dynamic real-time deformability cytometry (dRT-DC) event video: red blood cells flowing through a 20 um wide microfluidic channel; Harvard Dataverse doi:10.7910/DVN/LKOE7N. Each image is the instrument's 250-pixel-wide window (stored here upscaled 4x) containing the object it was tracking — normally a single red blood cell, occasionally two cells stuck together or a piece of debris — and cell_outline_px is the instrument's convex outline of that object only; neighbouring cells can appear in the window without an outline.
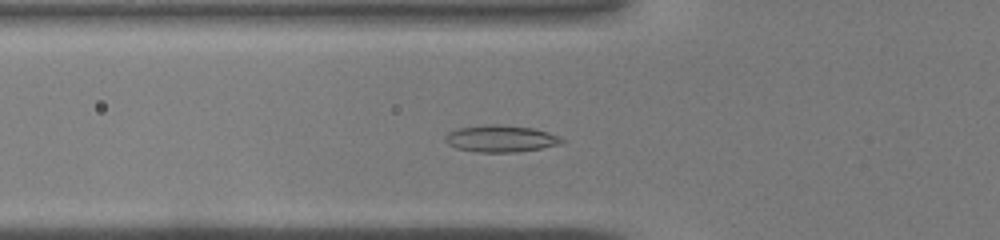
{"species": "common noctule bat (a hibernating species)", "species_latin": "Nyctalus noctula", "temperature_condition": "warm", "stored_images_in_passage": 31, "segment_of_instrument_passage": [1, 2], "camera_frame_rate_fps": 3000, "um_per_image_px": 0.085, "animal": {"sex": "male", "body_mass_g": 19.0, "forearm_length_mm": 50.8}, "frame": {"image": 1, "passage_image": 2, "time_ms": 0.333, "image_size_px": [1000, 240], "cell_outline_px": [[564, 140], [556, 144], [540, 148], [516, 152], [480, 152], [456, 148], [448, 144], [444, 140], [444, 136], [448, 132], [460, 128], [492, 124], [496, 124], [532, 128], [548, 132], [560, 136]], "centroid_in_image_um": [42.52, 11.78], "position_along_channel_um": 83.3, "area_um2": 17.92}}
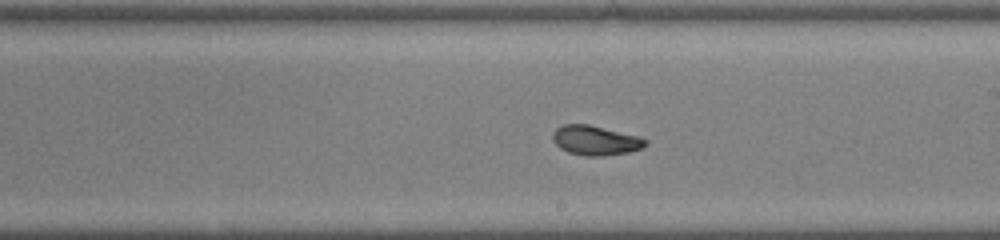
{"frame": {"image": 2, "passage_image": 12, "time_ms": 3.667, "image_size_px": [1000, 240], "cell_outline_px": [[648, 140], [640, 148], [628, 152], [600, 156], [584, 156], [568, 152], [560, 148], [552, 140], [552, 132], [556, 128], [564, 124], [588, 124], [636, 136]], "centroid_in_image_um": [50.53, 11.93], "position_along_channel_um": 238.5, "area_um2": 15.72}}
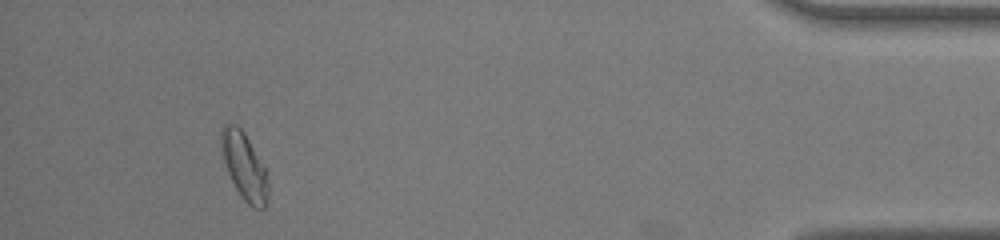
{"frame": {"image": 3, "passage_image": 27, "time_ms": 8.667, "image_size_px": [1000, 240], "cell_outline_px": [[268, 200], [264, 208], [252, 208], [244, 200], [236, 188], [228, 172], [224, 160], [220, 144], [220, 132], [224, 124], [236, 124], [244, 132], [268, 172]], "centroid_in_image_um": [20.78, 14.13], "position_along_channel_um": 414.4, "area_um2": 18.32}}